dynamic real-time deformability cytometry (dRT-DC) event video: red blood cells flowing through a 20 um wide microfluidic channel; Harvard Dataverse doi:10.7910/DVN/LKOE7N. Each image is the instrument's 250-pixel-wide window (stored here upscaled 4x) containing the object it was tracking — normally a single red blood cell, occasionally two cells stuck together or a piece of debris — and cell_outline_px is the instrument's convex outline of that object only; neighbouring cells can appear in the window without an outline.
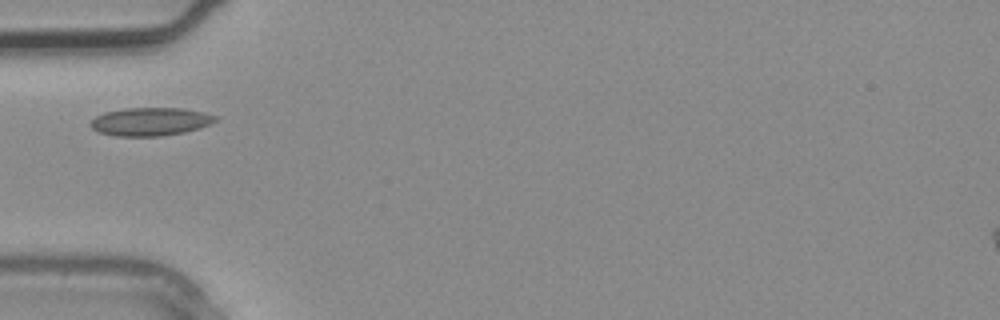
{"species": "common noctule bat (a hibernating species)", "species_latin": "Nyctalus noctula", "temperature_condition": "warm", "stored_images_in_passage": 1, "camera_frame_rate_fps": 3000, "um_per_image_px": 0.085, "animal": {"sex": "male", "body_mass_g": 20.4}, "frame": {"image": 1, "passage_image": 1, "time_ms": 0.0, "image_size_px": [1000, 320], "cell_outline_px": [[220, 116], [216, 120], [200, 128], [184, 132], [160, 136], [116, 136], [100, 132], [92, 128], [88, 124], [96, 116], [104, 112], [124, 108], [184, 108], [204, 112]], "centroid_in_image_um": [12.79, 10.33], "position_along_channel_um": 72.2, "area_um2": 20.58}}